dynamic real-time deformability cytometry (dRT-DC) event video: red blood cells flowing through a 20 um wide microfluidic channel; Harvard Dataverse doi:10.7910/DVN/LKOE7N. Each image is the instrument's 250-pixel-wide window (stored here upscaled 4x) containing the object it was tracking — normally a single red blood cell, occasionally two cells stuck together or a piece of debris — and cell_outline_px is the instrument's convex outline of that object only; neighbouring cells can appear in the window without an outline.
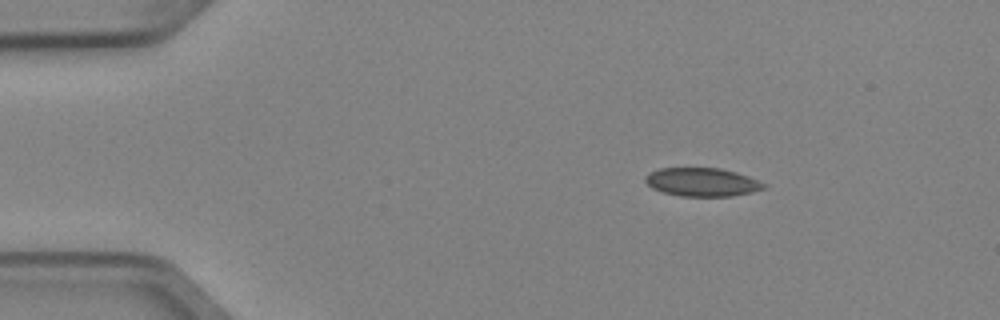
{"species": "Egyptian fruit bat (a non-hibernating species)", "species_latin": "Rousettus aegyptiacus", "temperature_condition": "cold", "stored_images_in_passage": 4, "camera_frame_rate_fps": 3000, "um_per_image_px": 0.085, "animal": {"sex": "female"}, "frame": {"image": 1, "passage_image": 2, "time_ms": 0.333, "image_size_px": [1000, 320], "cell_outline_px": [[768, 188], [752, 192], [732, 196], [680, 196], [664, 192], [652, 188], [644, 180], [644, 176], [648, 172], [660, 168], [720, 168], [736, 172], [748, 176], [768, 184]], "centroid_in_image_um": [59.7, 15.47], "position_along_channel_um": 25.3, "area_um2": 19.83}}